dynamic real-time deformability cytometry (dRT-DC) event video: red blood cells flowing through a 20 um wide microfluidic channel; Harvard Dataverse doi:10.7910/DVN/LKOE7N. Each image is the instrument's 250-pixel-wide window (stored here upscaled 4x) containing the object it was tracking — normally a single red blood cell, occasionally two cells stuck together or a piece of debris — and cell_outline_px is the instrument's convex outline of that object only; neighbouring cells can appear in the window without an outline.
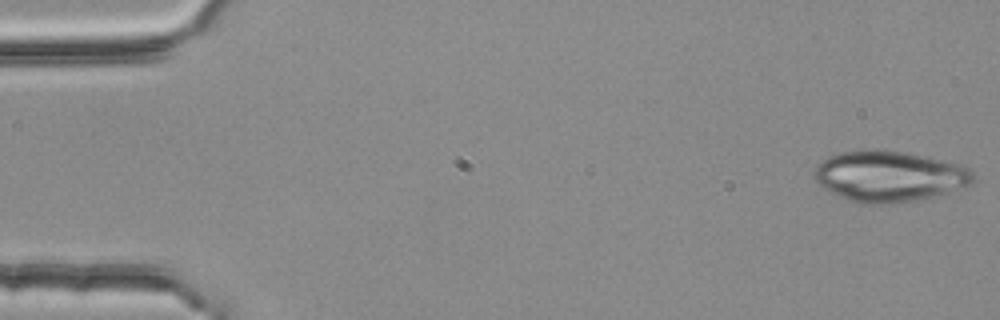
{"species": "common noctule bat (a hibernating species)", "species_latin": "Nyctalus noctula", "temperature_condition": "room temperature", "stored_images_in_passage": 3, "camera_frame_rate_fps": 3000, "um_per_image_px": 0.085, "animal": {"sex": "female", "body_mass_g": 25.1}, "frame": {"image": 1, "passage_image": 1, "time_ms": 0.0, "image_size_px": [1000, 320], "cell_outline_px": [[976, 180], [972, 184], [948, 192], [916, 200], [884, 204], [860, 204], [848, 200], [828, 192], [820, 188], [812, 176], [812, 172], [816, 164], [828, 156], [840, 152], [864, 148], [876, 148], [904, 152], [964, 164], [972, 172]], "centroid_in_image_um": [75.52, 14.97], "position_along_channel_um": 9.5, "area_um2": 48.03}}